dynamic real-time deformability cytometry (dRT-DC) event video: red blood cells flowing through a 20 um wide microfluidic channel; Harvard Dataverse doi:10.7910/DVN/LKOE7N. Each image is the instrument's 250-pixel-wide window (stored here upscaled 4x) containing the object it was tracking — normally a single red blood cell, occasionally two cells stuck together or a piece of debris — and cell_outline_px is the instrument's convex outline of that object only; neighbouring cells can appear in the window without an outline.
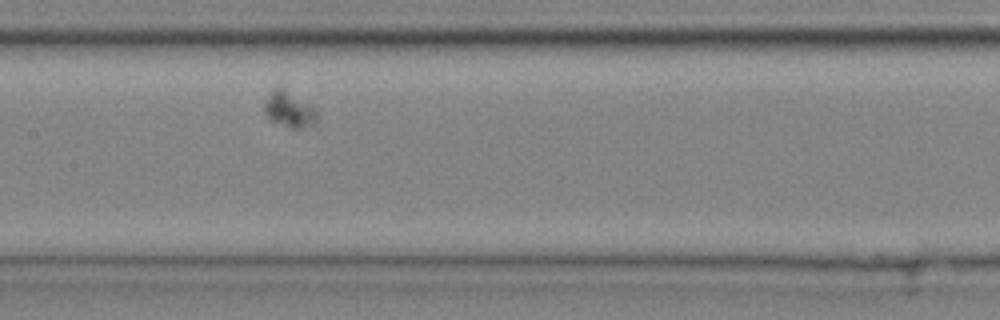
{"species": "common noctule bat (a hibernating species)", "species_latin": "Nyctalus noctula", "temperature_condition": "cold", "stored_images_in_passage": 33, "camera_frame_rate_fps": 3000, "um_per_image_px": 0.085, "animal": {"sex": "male", "body_mass_g": 20.4}, "frame": {"image": 1, "passage_image": 15, "time_ms": 4.667, "image_size_px": [1000, 320], "cell_outline_px": [[316, 124], [300, 128], [292, 128], [272, 120], [264, 112], [264, 100], [276, 88], [280, 88], [316, 108]], "centroid_in_image_um": [24.59, 9.34], "position_along_channel_um": 182.8, "area_um2": 10.4}}
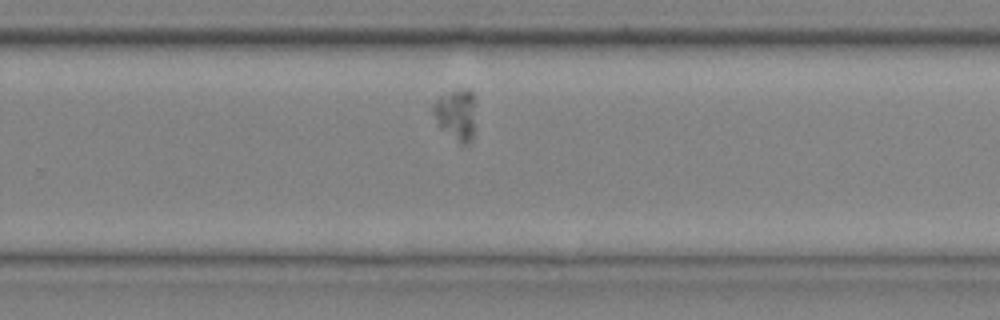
{"frame": {"image": 2, "passage_image": 24, "time_ms": 7.667, "image_size_px": [1000, 320], "cell_outline_px": [[472, 140], [468, 144], [460, 144], [440, 124], [432, 112], [432, 104], [440, 96], [452, 92], [468, 88], [472, 92]], "centroid_in_image_um": [38.74, 9.72], "position_along_channel_um": 291.1, "area_um2": 11.68}}
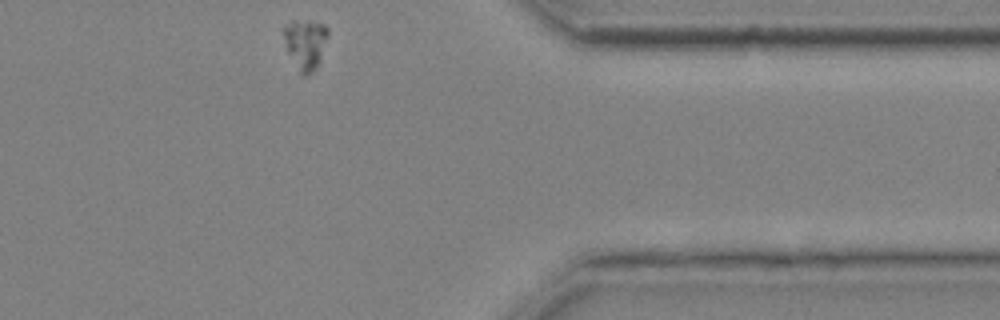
{"frame": {"image": 3, "passage_image": 33, "time_ms": 10.667, "image_size_px": [1000, 320], "cell_outline_px": [[328, 36], [316, 68], [312, 72], [304, 76], [300, 72], [288, 52], [284, 36], [284, 28], [292, 20], [296, 20], [324, 24], [328, 28]], "centroid_in_image_um": [25.97, 3.72], "position_along_channel_um": 385.4, "area_um2": 12.43}}